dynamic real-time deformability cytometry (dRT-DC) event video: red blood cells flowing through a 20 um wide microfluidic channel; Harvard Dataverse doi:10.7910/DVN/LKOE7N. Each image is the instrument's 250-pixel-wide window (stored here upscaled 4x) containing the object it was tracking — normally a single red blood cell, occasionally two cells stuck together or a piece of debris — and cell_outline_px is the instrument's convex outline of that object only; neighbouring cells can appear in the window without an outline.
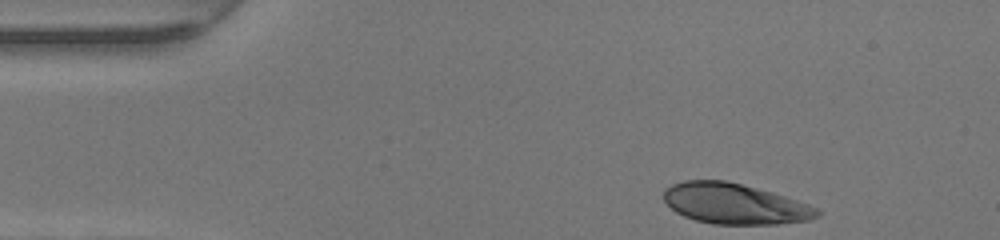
{"species": "human", "species_latin": "Homo sapiens", "temperature_condition": "warm", "stored_images_in_passage": 33, "camera_frame_rate_fps": 3000, "um_per_image_px": 0.085, "donor": {"sex": "female"}, "frame": {"image": 1, "passage_image": 1, "time_ms": 0.0, "image_size_px": [1000, 240], "cell_outline_px": [[820, 216], [808, 220], [776, 224], [712, 224], [696, 220], [684, 216], [676, 212], [664, 200], [664, 188], [672, 184], [684, 180], [724, 180], [772, 192], [808, 204], [816, 208], [820, 212]], "centroid_in_image_um": [62.42, 17.32], "position_along_channel_um": 22.6, "area_um2": 36.07}}
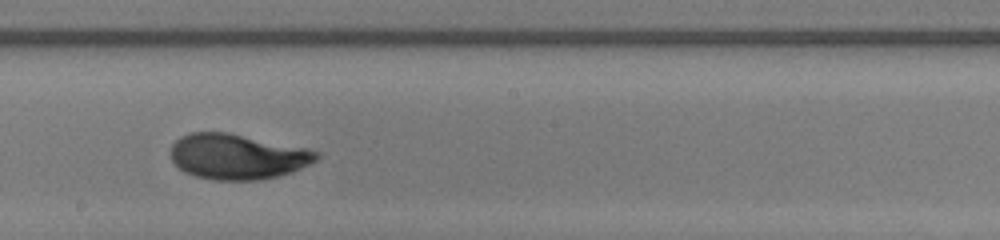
{"frame": {"image": 2, "passage_image": 21, "time_ms": 6.667, "image_size_px": [1000, 240], "cell_outline_px": [[320, 156], [316, 160], [292, 172], [280, 176], [260, 180], [212, 180], [196, 176], [184, 172], [172, 160], [172, 144], [180, 136], [188, 132], [228, 132], [308, 148], [320, 152]], "centroid_in_image_um": [20.19, 13.3], "position_along_channel_um": 228.0, "area_um2": 38.73}}
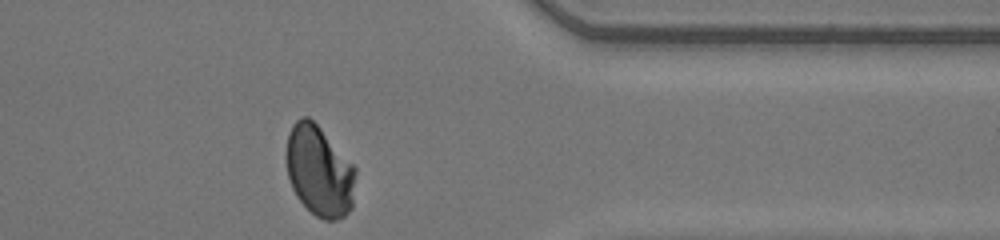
{"frame": {"image": 3, "passage_image": 33, "time_ms": 10.667, "image_size_px": [1000, 240], "cell_outline_px": [[356, 172], [352, 208], [344, 216], [336, 220], [324, 220], [316, 216], [296, 196], [292, 188], [288, 176], [284, 160], [284, 152], [288, 132], [292, 124], [300, 116], [308, 116], [320, 128], [356, 168]], "centroid_in_image_um": [27.1, 14.52], "position_along_channel_um": 384.3, "area_um2": 36.93}, "authors_computed_cell_mechanics": {"area_um2": 37.8012, "velocity_mm_per_s": 4.2914, "shape_relaxation_time_tau1_ms": 5.0711, "shape_relaxation_time_tau2_ms": null, "deformation_change_tau1": 0.2192, "deformation_change_tau2": null}}